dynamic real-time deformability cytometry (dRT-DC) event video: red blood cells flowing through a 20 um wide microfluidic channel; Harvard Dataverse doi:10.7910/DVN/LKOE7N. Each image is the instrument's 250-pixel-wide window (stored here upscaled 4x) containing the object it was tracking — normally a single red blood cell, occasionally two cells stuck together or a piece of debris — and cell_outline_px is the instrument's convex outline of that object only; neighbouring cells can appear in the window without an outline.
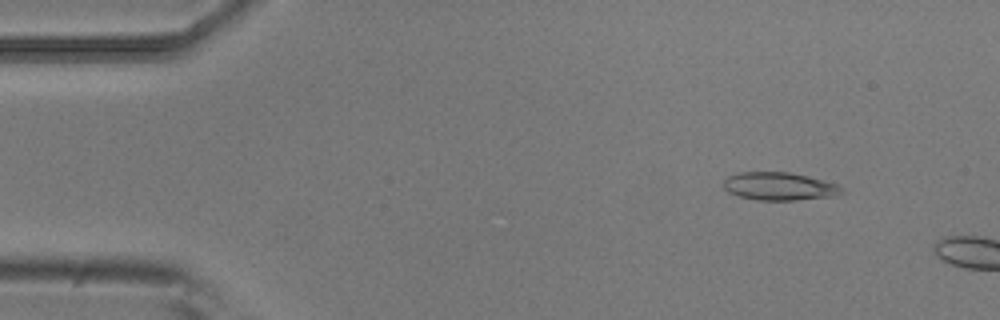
{"species": "common noctule bat (a hibernating species)", "species_latin": "Nyctalus noctula", "temperature_condition": "room temperature", "stored_images_in_passage": 3, "camera_frame_rate_fps": 3000, "um_per_image_px": 0.085, "animal": {"sex": "male", "body_mass_g": 20.5, "forearm_length_mm": 52.5}, "frame": {"image": 1, "passage_image": 2, "time_ms": 0.333, "image_size_px": [1000, 320], "cell_outline_px": [[844, 192], [836, 196], [796, 200], [756, 200], [740, 196], [728, 192], [724, 188], [724, 180], [728, 176], [740, 172], [788, 172], [808, 176], [836, 184], [844, 188]], "centroid_in_image_um": [66.26, 15.84], "position_along_channel_um": 18.7, "area_um2": 19.25}}